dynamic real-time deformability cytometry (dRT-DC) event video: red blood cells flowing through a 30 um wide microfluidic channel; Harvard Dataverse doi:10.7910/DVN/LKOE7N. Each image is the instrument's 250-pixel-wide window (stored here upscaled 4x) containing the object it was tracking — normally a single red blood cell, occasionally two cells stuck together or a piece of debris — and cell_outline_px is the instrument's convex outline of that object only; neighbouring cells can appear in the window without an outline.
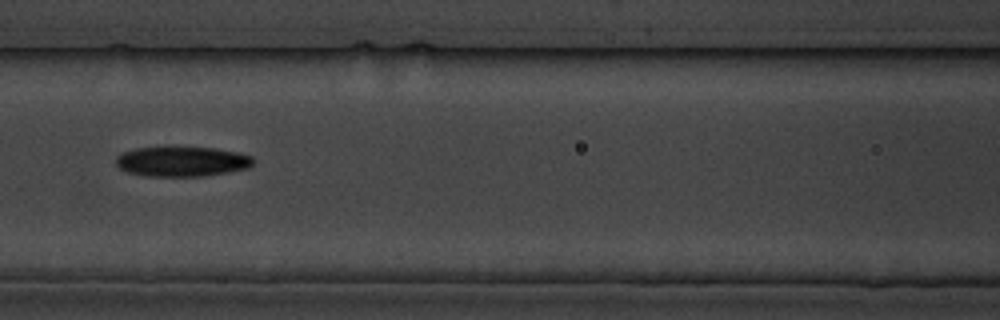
{"species": "common noctule bat (a hibernating species)", "species_latin": "Nyctalus noctula", "temperature_condition": "cold", "stored_images_in_passage": 8, "camera_frame_rate_fps": 3000, "um_per_image_px": 0.085, "animal": {"sex": "male", "body_mass_g": 19.5, "forearm_length_mm": 54.6}, "frame": {"image": 1, "passage_image": 6, "time_ms": 5.667, "image_size_px": [1000, 320], "cell_outline_px": [[256, 160], [248, 168], [228, 172], [204, 176], [148, 176], [128, 172], [120, 168], [116, 164], [116, 156], [120, 152], [136, 148], [216, 148], [236, 152], [252, 156]], "centroid_in_image_um": [15.47, 13.73], "position_along_channel_um": 151.1, "area_um2": 23.81}}